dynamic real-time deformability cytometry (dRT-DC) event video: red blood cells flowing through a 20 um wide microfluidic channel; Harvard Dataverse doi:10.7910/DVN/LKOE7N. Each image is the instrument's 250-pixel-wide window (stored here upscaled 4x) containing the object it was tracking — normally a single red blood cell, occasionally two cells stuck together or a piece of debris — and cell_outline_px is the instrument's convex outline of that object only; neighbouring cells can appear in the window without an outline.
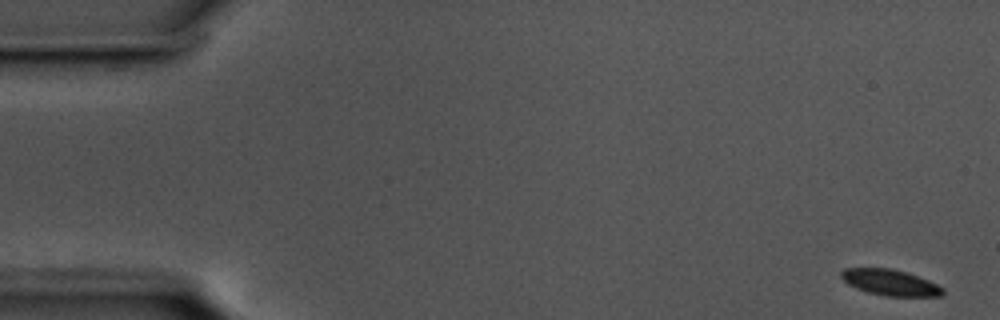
{"species": "common noctule bat (a hibernating species)", "species_latin": "Nyctalus noctula", "temperature_condition": "cold", "stored_images_in_passage": 57, "camera_frame_rate_fps": 3000, "um_per_image_px": 0.085, "animal": {"sex": "male", "body_mass_g": 17.5, "forearm_length_mm": 52.3}, "frame": {"image": 1, "passage_image": 1, "time_ms": 0.0, "image_size_px": [1000, 320], "cell_outline_px": [[944, 292], [940, 296], [888, 296], [868, 292], [856, 288], [848, 284], [840, 276], [840, 272], [844, 268], [892, 268], [908, 272], [928, 280], [944, 288]], "centroid_in_image_um": [75.66, 24.0], "position_along_channel_um": 9.3, "area_um2": 15.37}}
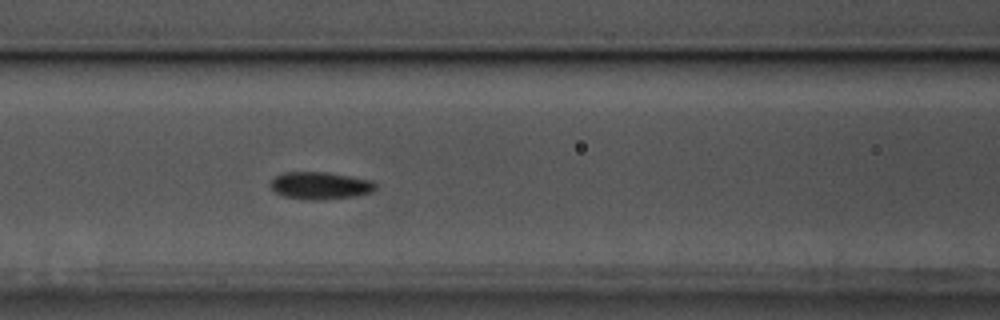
{"frame": {"image": 2, "passage_image": 23, "time_ms": 7.333, "image_size_px": [1000, 320], "cell_outline_px": [[376, 188], [372, 192], [356, 196], [320, 200], [308, 200], [284, 196], [276, 192], [268, 184], [276, 176], [284, 172], [328, 172], [352, 176], [372, 180], [376, 184]], "centroid_in_image_um": [27.24, 15.77], "position_along_channel_um": 139.4, "area_um2": 16.88}}
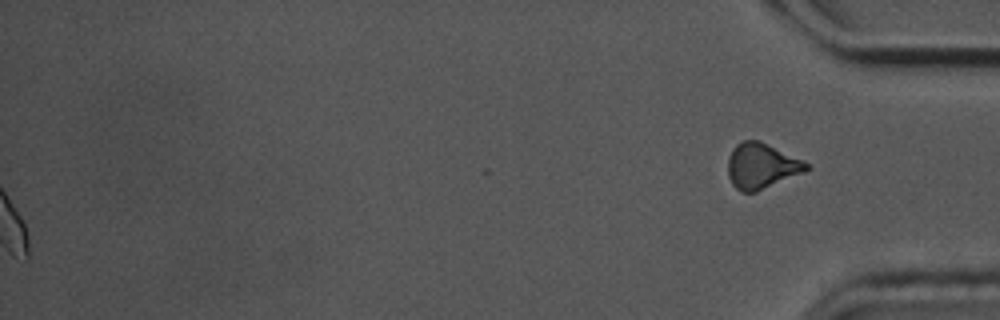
{"frame": {"image": 3, "passage_image": 57, "time_ms": 18.667, "image_size_px": [1000, 320], "cell_outline_px": [[808, 168], [804, 172], [756, 192], [744, 192], [736, 188], [732, 184], [728, 176], [728, 156], [732, 148], [740, 140], [760, 140], [804, 160], [808, 164]], "centroid_in_image_um": [64.7, 14.08], "position_along_channel_um": 370.5, "area_um2": 20.92}, "authors_computed_cell_mechanics": {"area_um2": 15.9528, "velocity_mm_per_s": 3.5542, "shape_relaxation_time_tau1_ms": null, "shape_relaxation_time_tau2_ms": 3.4733, "deformation_change_tau1": null, "deformation_change_tau2": 0.06}}